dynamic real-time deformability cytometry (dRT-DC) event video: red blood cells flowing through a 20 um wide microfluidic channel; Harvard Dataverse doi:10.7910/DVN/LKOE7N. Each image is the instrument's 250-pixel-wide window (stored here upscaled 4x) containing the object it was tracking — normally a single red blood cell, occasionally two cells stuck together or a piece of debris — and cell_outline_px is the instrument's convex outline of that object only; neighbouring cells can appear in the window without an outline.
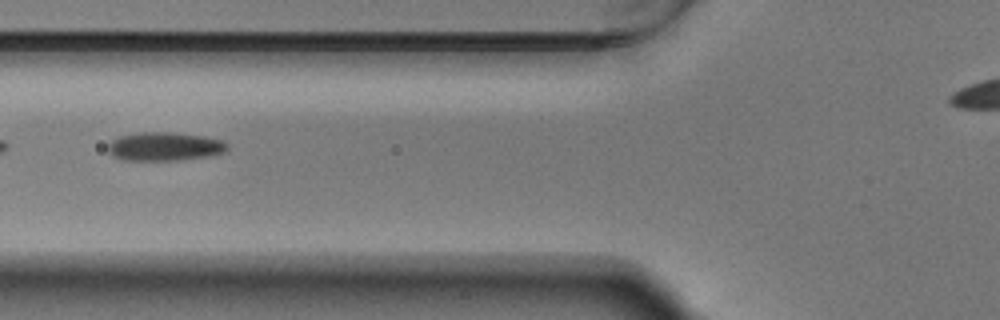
{"species": "Egyptian fruit bat (a non-hibernating species)", "species_latin": "Rousettus aegyptiacus", "temperature_condition": "warm", "stored_images_in_passage": 41, "camera_frame_rate_fps": 3000, "um_per_image_px": 0.085, "animal": {"sex": "male"}, "frame": {"image": 1, "passage_image": 12, "time_ms": 3.667, "image_size_px": [1000, 320], "cell_outline_px": [[228, 148], [224, 152], [208, 156], [180, 160], [124, 160], [108, 152], [108, 144], [112, 140], [120, 136], [140, 132], [172, 132], [204, 136], [224, 140], [228, 144]], "centroid_in_image_um": [14.02, 12.44], "position_along_channel_um": 111.8, "area_um2": 19.88}}
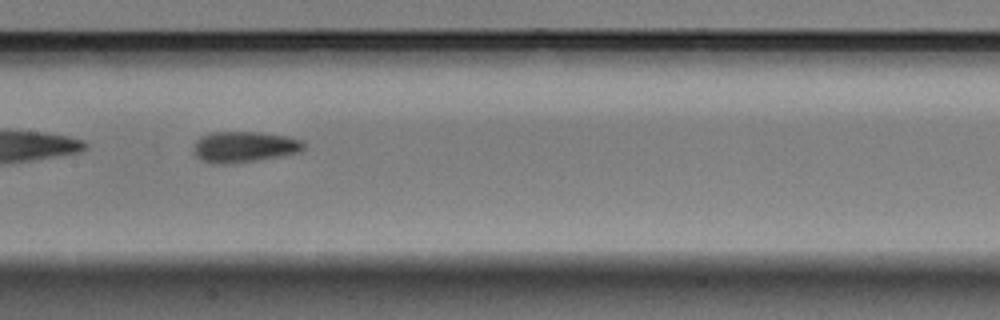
{"frame": {"image": 2, "passage_image": 18, "time_ms": 5.667, "image_size_px": [1000, 320], "cell_outline_px": [[304, 148], [300, 152], [284, 156], [256, 160], [224, 164], [216, 164], [200, 160], [192, 152], [192, 148], [196, 140], [200, 136], [212, 132], [256, 132], [288, 136], [304, 140]], "centroid_in_image_um": [20.75, 12.48], "position_along_channel_um": 186.7, "area_um2": 20.11}}